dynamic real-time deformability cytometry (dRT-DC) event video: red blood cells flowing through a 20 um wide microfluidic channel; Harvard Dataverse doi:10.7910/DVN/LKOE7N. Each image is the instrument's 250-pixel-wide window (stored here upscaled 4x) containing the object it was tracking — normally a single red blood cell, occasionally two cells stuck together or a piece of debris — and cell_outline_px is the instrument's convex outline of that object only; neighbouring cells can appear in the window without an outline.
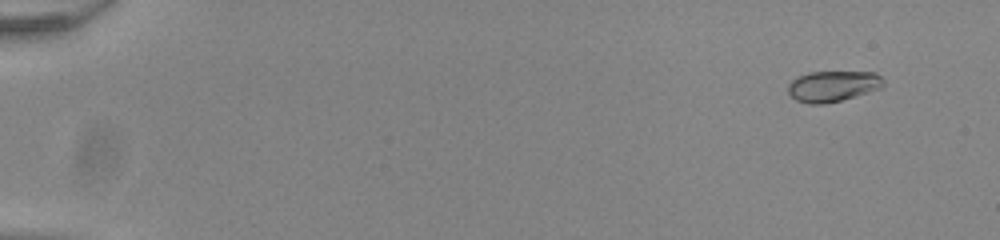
{"species": "common noctule bat (a hibernating species)", "species_latin": "Nyctalus noctula", "temperature_condition": "room temperature", "stored_images_in_passage": 56, "camera_frame_rate_fps": 3000, "um_per_image_px": 0.085, "animal": {"sex": "male", "body_mass_g": 20.0, "forearm_length_mm": 53.3}, "frame": {"image": 1, "passage_image": 5, "time_ms": 1.333, "image_size_px": [1000, 240], "cell_outline_px": [[884, 84], [880, 88], [840, 100], [824, 104], [808, 104], [796, 100], [788, 92], [788, 84], [796, 76], [808, 72], [876, 72], [884, 80]], "centroid_in_image_um": [70.75, 7.31], "position_along_channel_um": 14.2, "area_um2": 17.05}}
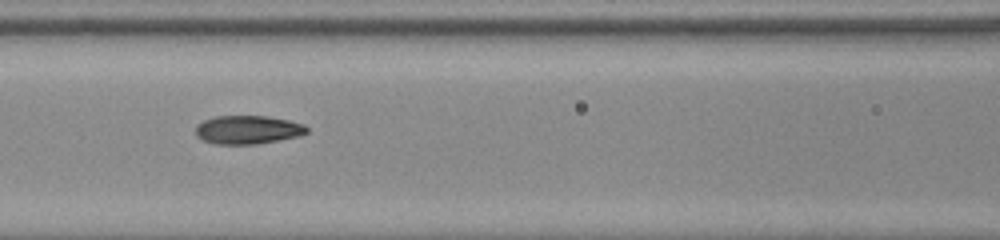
{"frame": {"image": 2, "passage_image": 27, "time_ms": 8.667, "image_size_px": [1000, 240], "cell_outline_px": [[308, 132], [296, 136], [256, 144], [216, 144], [204, 140], [196, 136], [196, 124], [204, 120], [216, 116], [264, 116], [288, 120], [304, 124], [308, 128]], "centroid_in_image_um": [21.03, 11.02], "position_along_channel_um": 145.6, "area_um2": 18.26}}
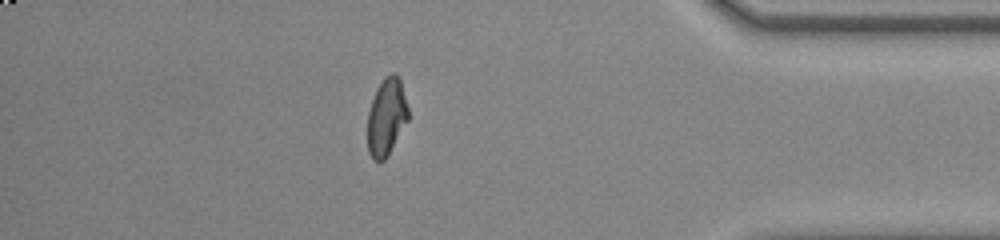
{"frame": {"image": 3, "passage_image": 49, "time_ms": 16.0, "image_size_px": [1000, 240], "cell_outline_px": [[408, 120], [384, 160], [380, 164], [372, 160], [368, 152], [368, 112], [376, 88], [384, 76], [392, 72], [396, 72], [400, 80], [408, 108]], "centroid_in_image_um": [32.83, 9.93], "position_along_channel_um": 402.4, "area_um2": 18.32}}